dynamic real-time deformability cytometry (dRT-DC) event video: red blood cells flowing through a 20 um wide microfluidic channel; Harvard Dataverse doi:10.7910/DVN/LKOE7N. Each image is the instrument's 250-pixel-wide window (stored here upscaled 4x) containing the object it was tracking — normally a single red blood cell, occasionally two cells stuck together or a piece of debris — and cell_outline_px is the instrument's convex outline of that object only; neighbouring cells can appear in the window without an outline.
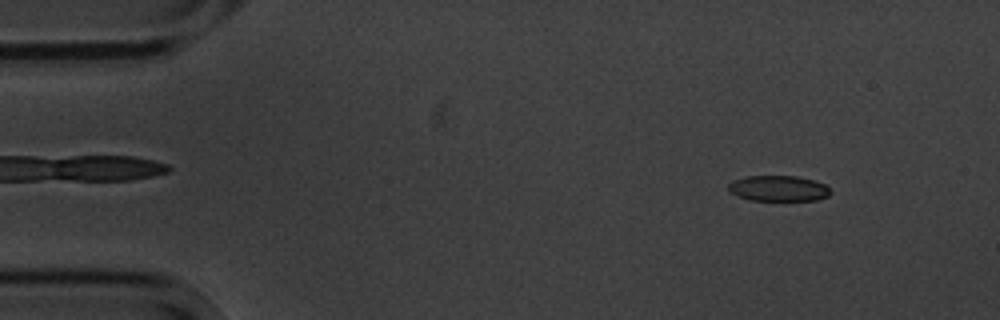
{"species": "common noctule bat (a hibernating species)", "species_latin": "Nyctalus noctula", "temperature_condition": "cold", "stored_images_in_passage": 5, "camera_frame_rate_fps": 3000, "um_per_image_px": 0.085, "animal": {"sex": "male", "body_mass_g": 20.1, "forearm_length_mm": 53.5}, "frame": {"image": 1, "passage_image": 1, "time_ms": 0.0, "image_size_px": [1000, 320], "cell_outline_px": [[832, 192], [828, 196], [816, 200], [752, 200], [736, 196], [728, 192], [728, 184], [732, 180], [744, 176], [796, 176], [812, 180], [824, 184]], "centroid_in_image_um": [66.11, 16.01], "position_along_channel_um": 18.9, "area_um2": 15.32}}
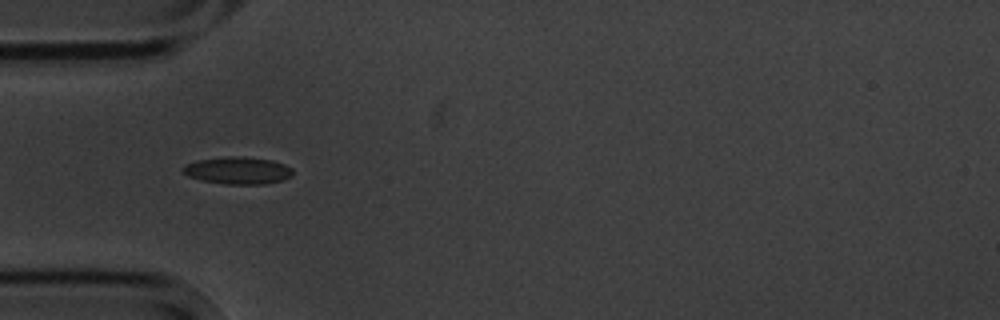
{"frame": {"image": 2, "passage_image": 4, "time_ms": 3.667, "image_size_px": [1000, 320], "cell_outline_px": [[292, 176], [280, 180], [264, 184], [224, 184], [200, 180], [188, 176], [180, 172], [180, 168], [184, 164], [196, 160], [228, 156], [244, 156], [272, 160], [284, 164], [292, 168]], "centroid_in_image_um": [20.14, 14.48], "position_along_channel_um": 64.9, "area_um2": 17.69}}
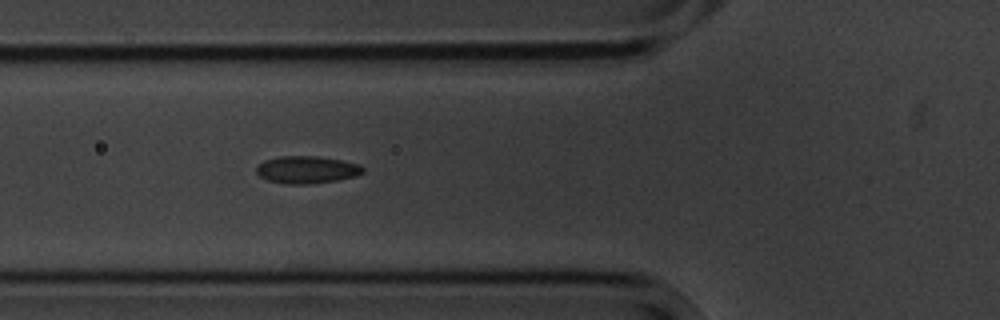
{"frame": {"image": 3, "passage_image": 5, "time_ms": 4.667, "image_size_px": [1000, 320], "cell_outline_px": [[364, 172], [356, 176], [336, 180], [312, 184], [284, 184], [268, 180], [260, 176], [256, 172], [256, 168], [264, 160], [280, 156], [316, 156], [340, 160], [360, 164], [364, 168]], "centroid_in_image_um": [26.08, 14.43], "position_along_channel_um": 99.7, "area_um2": 16.99}}